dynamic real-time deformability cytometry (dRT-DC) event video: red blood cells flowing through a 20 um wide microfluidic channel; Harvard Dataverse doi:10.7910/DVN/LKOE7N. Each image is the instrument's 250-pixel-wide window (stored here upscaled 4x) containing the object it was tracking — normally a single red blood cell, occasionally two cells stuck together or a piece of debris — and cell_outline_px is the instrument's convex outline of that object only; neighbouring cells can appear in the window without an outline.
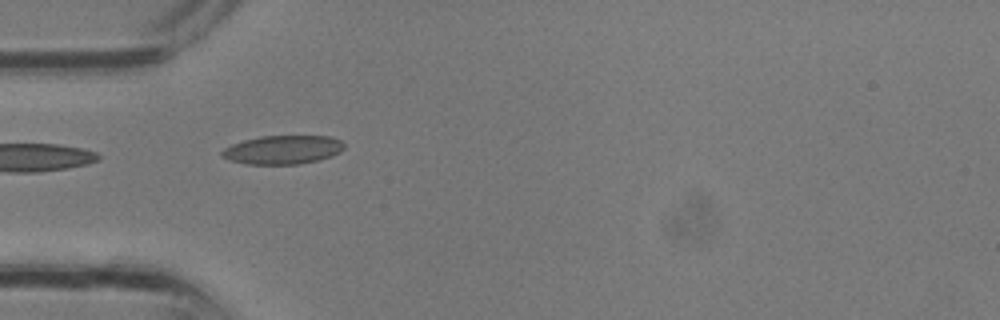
{"species": "common noctule bat (a hibernating species)", "species_latin": "Nyctalus noctula", "temperature_condition": "room temperature", "stored_images_in_passage": 4, "camera_frame_rate_fps": 3000, "um_per_image_px": 0.085, "animal": {"sex": "male", "body_mass_g": 13.3}, "frame": {"image": 1, "passage_image": 4, "time_ms": 1.0, "image_size_px": [1000, 320], "cell_outline_px": [[344, 148], [340, 152], [332, 156], [320, 160], [300, 164], [244, 164], [228, 160], [220, 156], [220, 152], [224, 148], [232, 144], [244, 140], [260, 136], [332, 136], [340, 140], [344, 144]], "centroid_in_image_um": [24.02, 12.73], "position_along_channel_um": 61.0, "area_um2": 20.69}}